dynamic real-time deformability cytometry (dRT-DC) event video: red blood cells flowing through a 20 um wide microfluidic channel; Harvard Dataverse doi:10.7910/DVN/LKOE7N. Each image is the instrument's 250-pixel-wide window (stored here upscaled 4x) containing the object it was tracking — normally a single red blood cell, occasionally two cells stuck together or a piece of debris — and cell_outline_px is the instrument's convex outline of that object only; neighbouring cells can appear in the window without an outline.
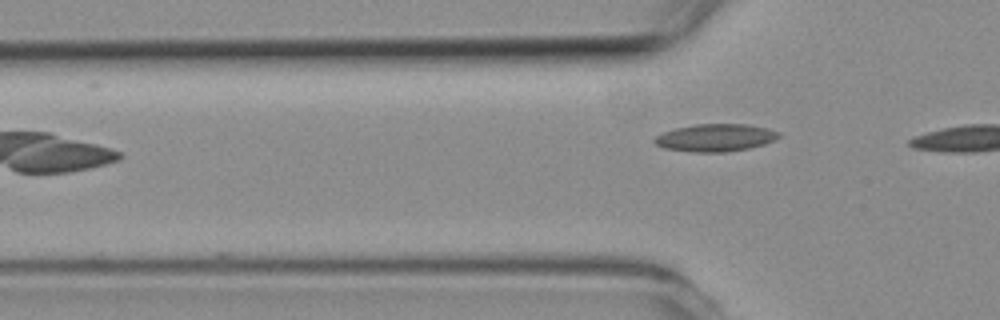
{"species": "common noctule bat (a hibernating species)", "species_latin": "Nyctalus noctula", "temperature_condition": "room temperature", "stored_images_in_passage": 3, "camera_frame_rate_fps": 3000, "um_per_image_px": 0.085, "animal": {"sex": "female", "body_mass_g": 19.3, "forearm_length_mm": 54.1}, "frame": {"image": 1, "passage_image": 3, "time_ms": 2.333, "image_size_px": [1000, 320], "cell_outline_px": [[780, 136], [764, 144], [748, 148], [724, 152], [692, 152], [664, 148], [656, 144], [652, 140], [656, 136], [664, 132], [676, 128], [696, 124], [744, 124], [764, 128], [780, 132]], "centroid_in_image_um": [60.77, 11.71], "position_along_channel_um": 65.0, "area_um2": 19.65}}